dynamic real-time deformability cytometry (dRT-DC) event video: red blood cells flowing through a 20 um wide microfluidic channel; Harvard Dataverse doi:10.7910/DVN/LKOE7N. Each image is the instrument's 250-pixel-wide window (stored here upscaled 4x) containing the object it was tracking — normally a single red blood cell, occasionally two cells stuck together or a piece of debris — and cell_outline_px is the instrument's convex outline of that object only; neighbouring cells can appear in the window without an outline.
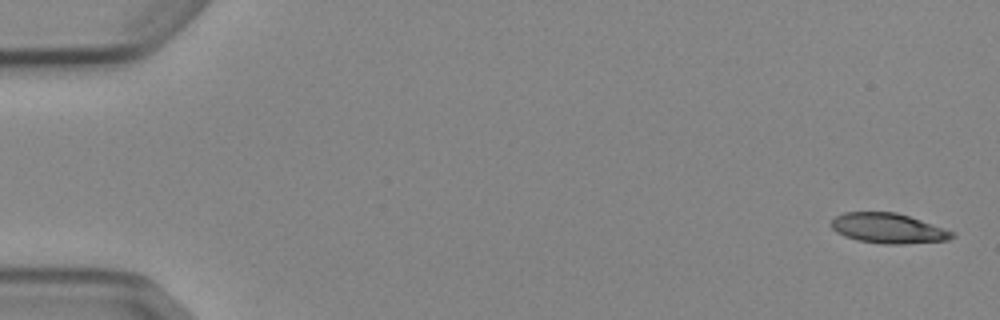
{"species": "Egyptian fruit bat (a non-hibernating species)", "species_latin": "Rousettus aegyptiacus", "temperature_condition": "cold", "stored_images_in_passage": 5, "camera_frame_rate_fps": 3000, "um_per_image_px": 0.085, "animal": {"sex": "female"}, "frame": {"image": 1, "passage_image": 1, "time_ms": 0.0, "image_size_px": [1000, 320], "cell_outline_px": [[956, 236], [948, 240], [904, 244], [884, 244], [856, 240], [844, 236], [836, 232], [832, 228], [832, 220], [836, 216], [844, 212], [896, 212], [956, 232]], "centroid_in_image_um": [75.51, 19.41], "position_along_channel_um": 9.5, "area_um2": 21.15}}
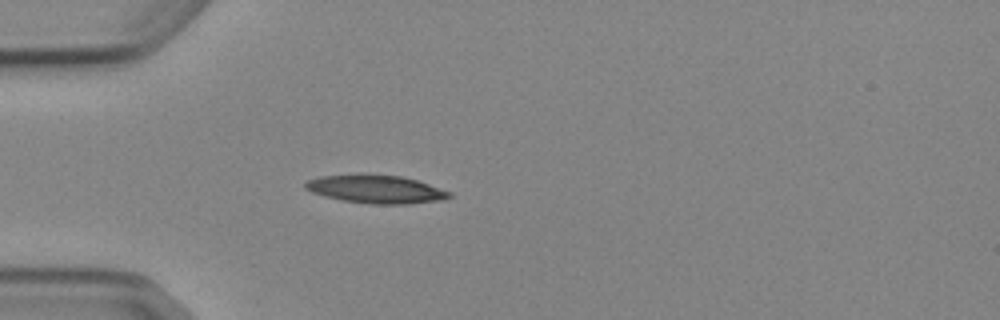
{"frame": {"image": 2, "passage_image": 5, "time_ms": 4.667, "image_size_px": [1000, 320], "cell_outline_px": [[452, 196], [444, 200], [408, 204], [372, 204], [344, 200], [324, 196], [312, 192], [304, 188], [304, 184], [308, 180], [320, 176], [360, 172], [364, 172], [400, 176], [416, 180], [452, 192]], "centroid_in_image_um": [31.94, 16.05], "position_along_channel_um": 53.1, "area_um2": 24.16}}